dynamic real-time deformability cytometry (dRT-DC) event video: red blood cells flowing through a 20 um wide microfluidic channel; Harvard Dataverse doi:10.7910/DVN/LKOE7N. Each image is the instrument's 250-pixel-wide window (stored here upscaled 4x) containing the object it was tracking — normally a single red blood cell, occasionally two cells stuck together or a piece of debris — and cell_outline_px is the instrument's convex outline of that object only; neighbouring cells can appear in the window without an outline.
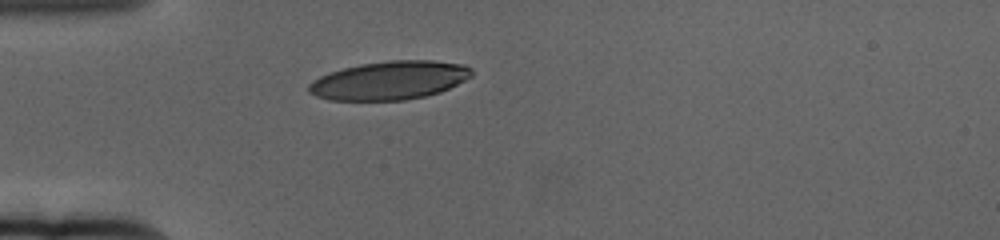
{"species": "human", "species_latin": "Homo sapiens", "temperature_condition": "cold", "stored_images_in_passage": 37, "camera_frame_rate_fps": 3000, "um_per_image_px": 0.085, "donor": {"sex": "female"}, "frame": {"image": 1, "passage_image": 1, "time_ms": 0.0, "image_size_px": [1000, 240], "cell_outline_px": [[472, 76], [440, 92], [424, 96], [404, 100], [328, 100], [316, 96], [308, 92], [308, 84], [312, 80], [320, 76], [344, 68], [360, 64], [388, 60], [432, 60], [464, 64], [472, 68]], "centroid_in_image_um": [33.1, 6.83], "position_along_channel_um": 51.9, "area_um2": 36.53}}
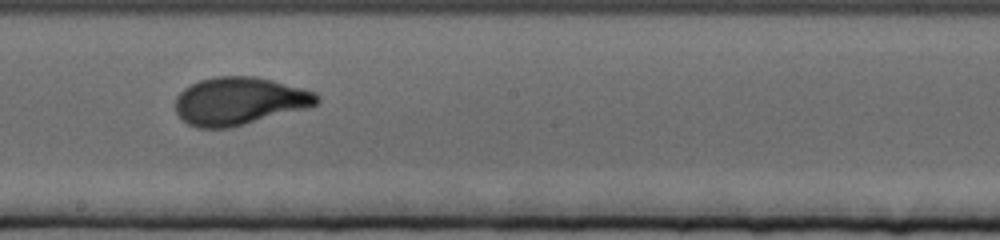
{"frame": {"image": 2, "passage_image": 18, "time_ms": 5.667, "image_size_px": [1000, 240], "cell_outline_px": [[320, 100], [316, 104], [308, 108], [228, 128], [196, 128], [188, 124], [176, 112], [176, 96], [184, 88], [200, 80], [216, 76], [252, 76], [272, 80], [316, 92], [320, 96]], "centroid_in_image_um": [20.35, 8.59], "position_along_channel_um": 227.9, "area_um2": 39.25}}
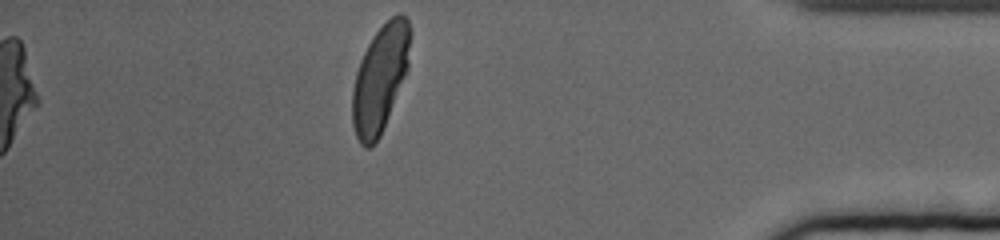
{"frame": {"image": 3, "passage_image": 37, "time_ms": 12.0, "image_size_px": [1000, 240], "cell_outline_px": [[412, 32], [408, 68], [380, 136], [372, 148], [364, 148], [360, 144], [356, 136], [352, 124], [352, 88], [356, 72], [360, 60], [372, 36], [392, 16], [400, 12], [408, 20]], "centroid_in_image_um": [32.31, 6.68], "position_along_channel_um": 402.9, "area_um2": 36.24}, "authors_computed_cell_mechanics": {"area_um2": 38.2058, "velocity_mm_per_s": 3.3388, "shape_relaxation_time_tau1_ms": 3.2928, "shape_relaxation_time_tau2_ms": null, "deformation_change_tau1": 0.1781, "deformation_change_tau2": null}}